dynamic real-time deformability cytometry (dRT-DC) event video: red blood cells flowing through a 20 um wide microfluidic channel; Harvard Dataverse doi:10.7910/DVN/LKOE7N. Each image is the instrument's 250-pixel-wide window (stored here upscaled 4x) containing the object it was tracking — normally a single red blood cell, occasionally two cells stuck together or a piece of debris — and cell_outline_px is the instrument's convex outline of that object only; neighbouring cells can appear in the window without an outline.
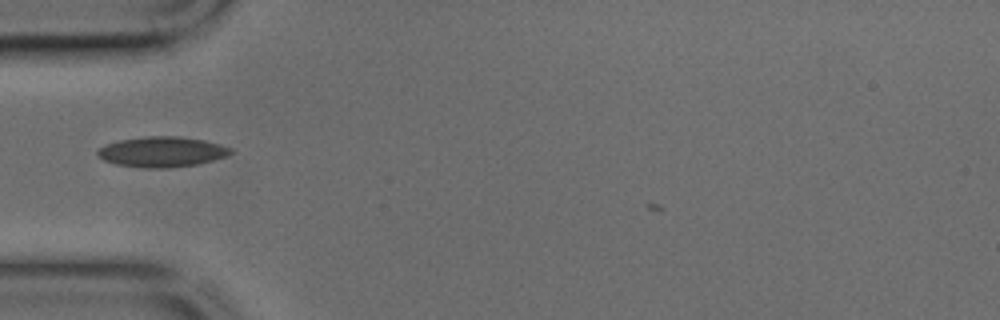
{"species": "common noctule bat (a hibernating species)", "species_latin": "Nyctalus noctula", "temperature_condition": "cold", "stored_images_in_passage": 31, "camera_frame_rate_fps": 3000, "um_per_image_px": 0.085, "animal": {"sex": "male", "body_mass_g": 17.9, "forearm_length_mm": 54.2}, "frame": {"image": 1, "passage_image": 5, "time_ms": 1.333, "image_size_px": [1000, 320], "cell_outline_px": [[232, 152], [228, 156], [196, 164], [168, 168], [144, 168], [116, 164], [104, 160], [96, 152], [100, 148], [108, 144], [120, 140], [148, 136], [176, 136], [204, 140], [220, 144], [232, 148]], "centroid_in_image_um": [13.8, 12.91], "position_along_channel_um": 71.2, "area_um2": 23.29}}
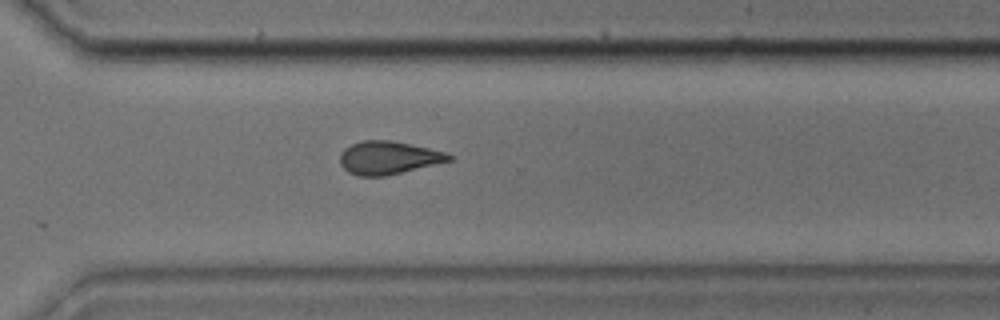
{"frame": {"image": 2, "passage_image": 23, "time_ms": 7.333, "image_size_px": [1000, 320], "cell_outline_px": [[452, 160], [384, 176], [356, 176], [348, 172], [340, 164], [340, 152], [344, 148], [360, 140], [392, 140], [428, 148], [444, 152], [452, 156]], "centroid_in_image_um": [32.95, 13.4], "position_along_channel_um": 337.6, "area_um2": 20.87}}
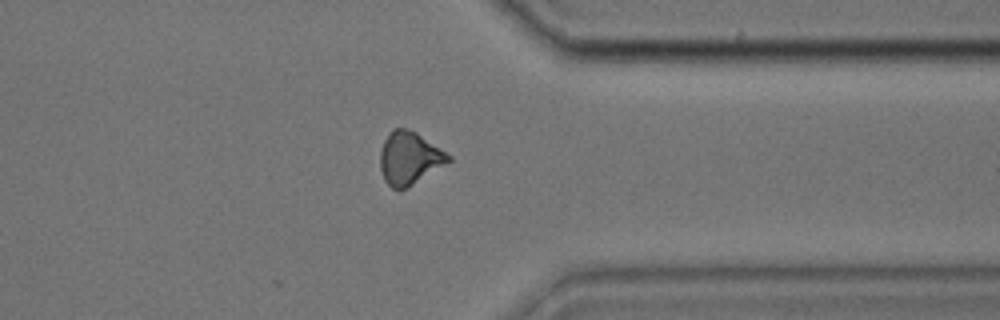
{"frame": {"image": 3, "passage_image": 26, "time_ms": 8.333, "image_size_px": [1000, 320], "cell_outline_px": [[452, 160], [400, 192], [392, 188], [384, 180], [380, 168], [380, 152], [384, 140], [392, 128], [404, 128], [416, 132], [452, 156]], "centroid_in_image_um": [34.78, 13.45], "position_along_channel_um": 376.6, "area_um2": 20.98}}